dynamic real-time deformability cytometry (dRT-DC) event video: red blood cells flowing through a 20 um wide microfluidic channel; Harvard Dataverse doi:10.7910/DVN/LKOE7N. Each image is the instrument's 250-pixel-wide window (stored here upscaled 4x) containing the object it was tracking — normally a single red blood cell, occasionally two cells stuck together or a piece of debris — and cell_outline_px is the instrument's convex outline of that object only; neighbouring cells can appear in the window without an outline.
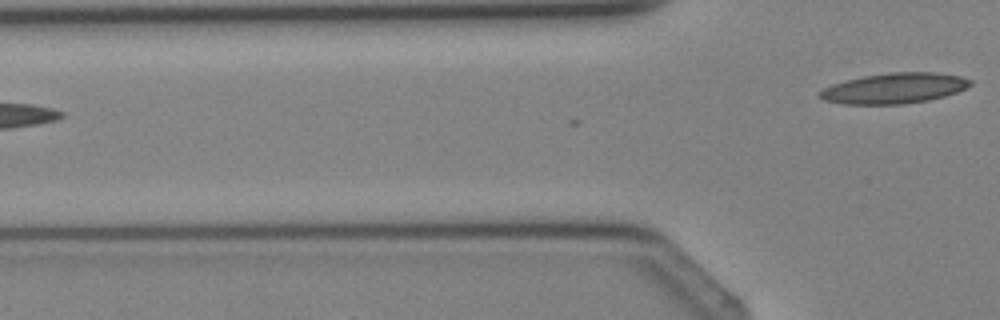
{"species": "Egyptian fruit bat (a non-hibernating species)", "species_latin": "Rousettus aegyptiacus", "temperature_condition": "cold", "stored_images_in_passage": 2, "camera_frame_rate_fps": 3000, "um_per_image_px": 0.085, "animal": {"sex": "female"}, "frame": {"image": 1, "passage_image": 2, "time_ms": 1.0, "image_size_px": [1000, 320], "cell_outline_px": [[972, 84], [956, 92], [944, 96], [928, 100], [904, 104], [844, 104], [824, 100], [816, 92], [832, 84], [864, 76], [888, 72], [936, 72], [960, 76], [972, 80]], "centroid_in_image_um": [76.01, 7.5], "position_along_channel_um": 49.8, "area_um2": 26.65}}